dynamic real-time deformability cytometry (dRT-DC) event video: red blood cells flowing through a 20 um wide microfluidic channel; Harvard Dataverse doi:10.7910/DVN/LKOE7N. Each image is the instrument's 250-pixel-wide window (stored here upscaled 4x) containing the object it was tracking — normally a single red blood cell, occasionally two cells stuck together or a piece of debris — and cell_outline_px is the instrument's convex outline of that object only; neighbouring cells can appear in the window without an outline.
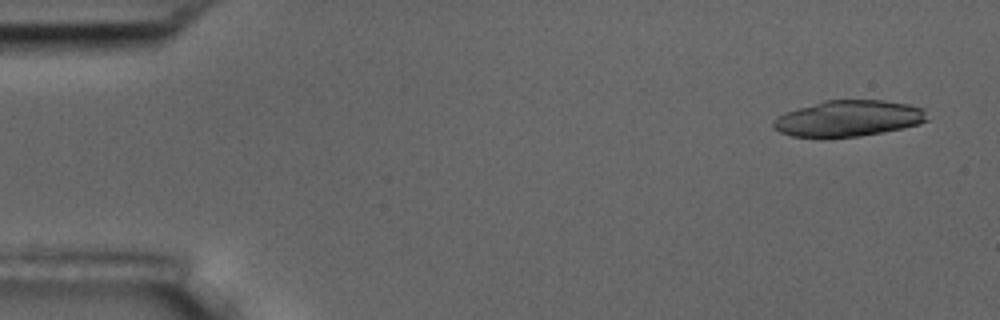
{"species": "common noctule bat (a hibernating species)", "species_latin": "Nyctalus noctula", "temperature_condition": "room temperature", "stored_images_in_passage": 8, "camera_frame_rate_fps": 3000, "um_per_image_px": 0.085, "animal": {"sex": "male", "body_mass_g": 17.5, "forearm_length_mm": 52.3}, "frame": {"image": 1, "passage_image": 1, "time_ms": 0.0, "image_size_px": [1000, 320], "cell_outline_px": [[928, 120], [920, 124], [860, 136], [792, 136], [780, 132], [772, 124], [772, 120], [788, 112], [824, 100], [884, 100], [908, 104], [924, 108]], "centroid_in_image_um": [72.17, 10.05], "position_along_channel_um": 12.8, "area_um2": 31.67}}
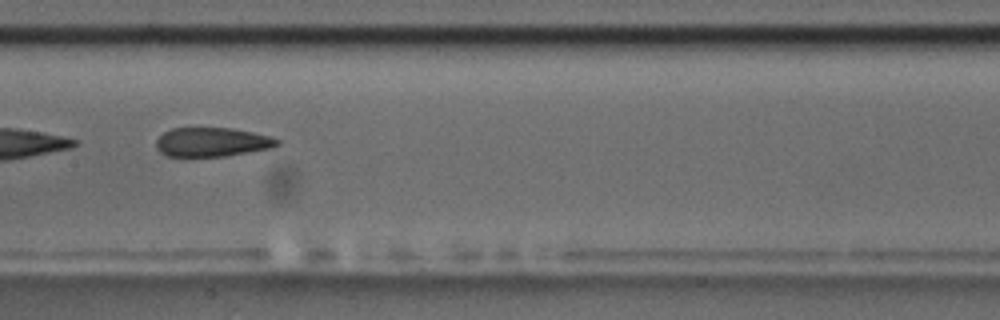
{"frame": {"image": 2, "passage_image": 8, "time_ms": 8.333, "image_size_px": [1000, 320], "cell_outline_px": [[280, 144], [268, 148], [224, 156], [168, 156], [160, 152], [156, 148], [156, 140], [164, 132], [172, 128], [232, 128], [252, 132], [268, 136], [280, 140]], "centroid_in_image_um": [17.98, 12.07], "position_along_channel_um": 189.4, "area_um2": 20.23}}